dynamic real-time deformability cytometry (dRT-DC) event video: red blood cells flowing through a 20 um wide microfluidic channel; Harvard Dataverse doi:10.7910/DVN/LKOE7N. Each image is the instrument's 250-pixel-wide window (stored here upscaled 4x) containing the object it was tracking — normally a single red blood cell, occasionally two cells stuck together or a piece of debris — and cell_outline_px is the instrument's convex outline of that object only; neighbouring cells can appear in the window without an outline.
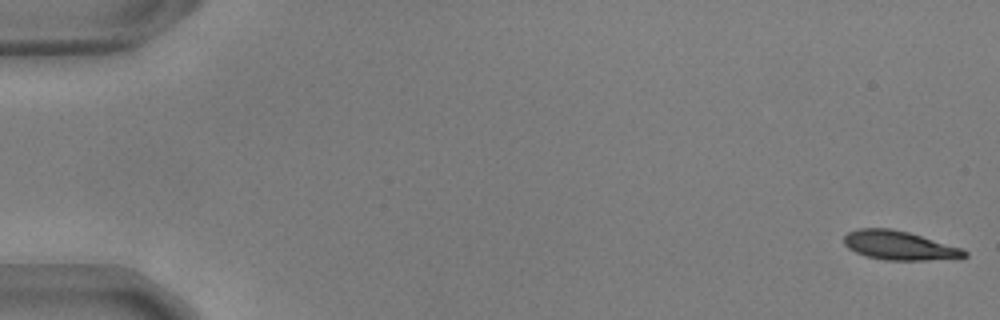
{"species": "common noctule bat (a hibernating species)", "species_latin": "Nyctalus noctula", "temperature_condition": "warm", "stored_images_in_passage": 55, "camera_frame_rate_fps": 3000, "um_per_image_px": 0.085, "animal": {"sex": "male", "body_mass_g": 17.9, "forearm_length_mm": 54.2}, "frame": {"image": 1, "passage_image": 1, "time_ms": 0.0, "image_size_px": [1000, 320], "cell_outline_px": [[968, 256], [956, 260], [888, 260], [868, 256], [856, 252], [848, 248], [844, 244], [844, 236], [848, 232], [860, 228], [892, 228], [908, 232], [960, 248], [968, 252]], "centroid_in_image_um": [76.48, 20.87], "position_along_channel_um": 8.5, "area_um2": 20.35}}
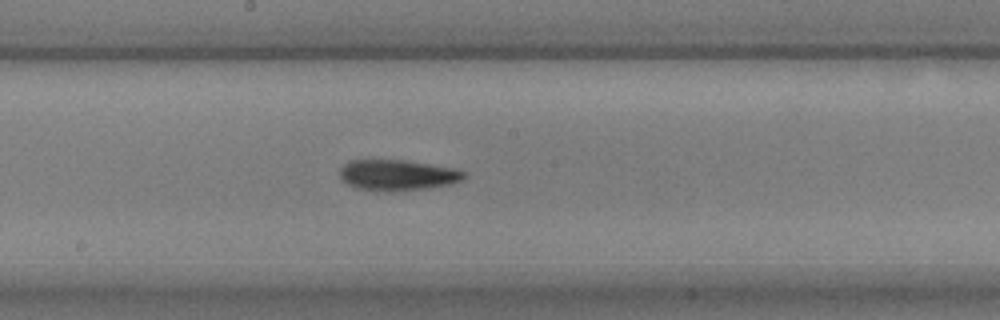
{"frame": {"image": 2, "passage_image": 30, "time_ms": 9.667, "image_size_px": [1000, 320], "cell_outline_px": [[468, 176], [464, 180], [448, 184], [428, 188], [360, 188], [348, 184], [340, 176], [340, 172], [344, 164], [352, 160], [404, 160], [456, 168], [468, 172]], "centroid_in_image_um": [33.9, 14.82], "position_along_channel_um": 214.3, "area_um2": 21.27}}
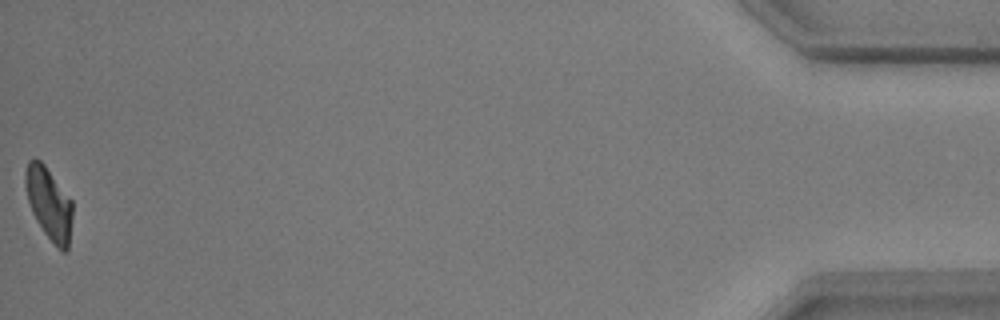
{"frame": {"image": 3, "passage_image": 55, "time_ms": 18.0, "image_size_px": [1000, 320], "cell_outline_px": [[72, 216], [68, 248], [64, 252], [60, 252], [56, 248], [44, 232], [36, 220], [32, 212], [28, 200], [24, 184], [24, 172], [28, 160], [40, 160], [44, 164], [72, 200]], "centroid_in_image_um": [4.15, 17.31], "position_along_channel_um": 431.0, "area_um2": 19.88}, "authors_computed_cell_mechanics": {"area_um2": 21.2704, "velocity_mm_per_s": 3.6906, "shape_relaxation_time_tau1_ms": 4.8246, "shape_relaxation_time_tau2_ms": 4.6312, "deformation_change_tau1": 0.1809, "deformation_change_tau2": 0.1182}}